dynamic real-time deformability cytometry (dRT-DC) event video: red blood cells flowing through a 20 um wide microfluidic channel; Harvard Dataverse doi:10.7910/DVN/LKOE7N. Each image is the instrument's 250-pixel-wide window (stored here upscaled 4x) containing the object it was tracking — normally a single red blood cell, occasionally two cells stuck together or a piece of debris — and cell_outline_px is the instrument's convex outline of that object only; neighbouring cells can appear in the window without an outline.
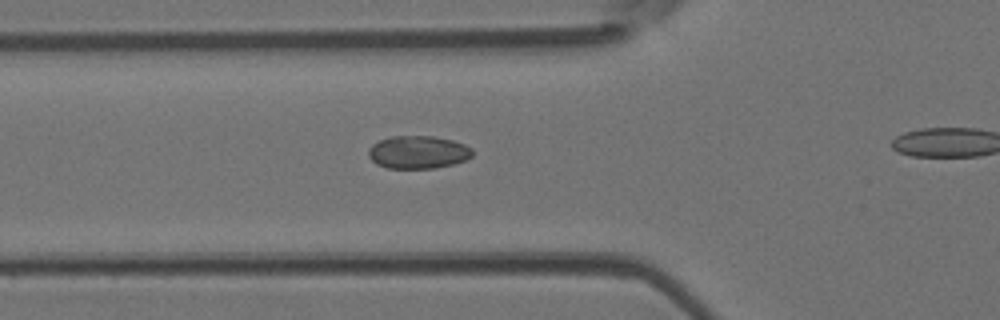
{"species": "Egyptian fruit bat (a non-hibernating species)", "species_latin": "Rousettus aegyptiacus", "temperature_condition": "room temperature", "stored_images_in_passage": 35, "camera_frame_rate_fps": 3000, "um_per_image_px": 0.085, "animal": {"sex": "female"}, "frame": {"image": 1, "passage_image": 12, "time_ms": 3.667, "image_size_px": [1000, 320], "cell_outline_px": [[472, 156], [456, 164], [436, 168], [388, 168], [376, 164], [368, 156], [368, 148], [372, 144], [380, 140], [392, 136], [432, 136], [452, 140], [464, 144], [472, 148]], "centroid_in_image_um": [35.53, 12.94], "position_along_channel_um": 90.3, "area_um2": 20.0}}
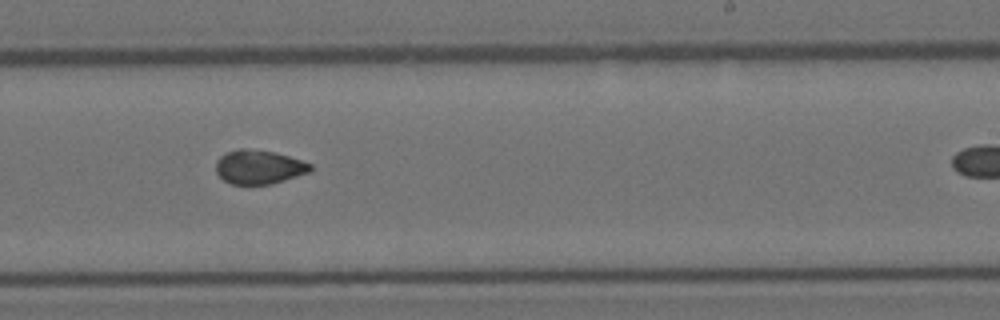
{"frame": {"image": 2, "passage_image": 25, "time_ms": 8.0, "image_size_px": [1000, 320], "cell_outline_px": [[312, 172], [272, 184], [232, 184], [224, 180], [216, 172], [216, 160], [220, 156], [228, 152], [240, 148], [244, 148], [276, 152], [312, 164]], "centroid_in_image_um": [22.03, 14.2], "position_along_channel_um": 267.0, "area_um2": 18.79}}
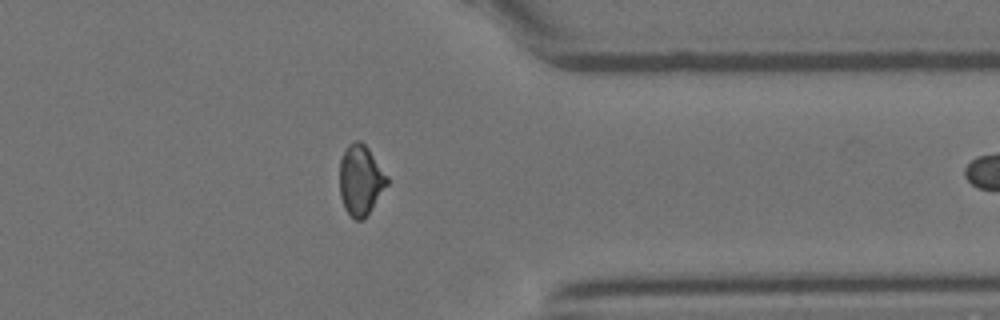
{"frame": {"image": 3, "passage_image": 34, "time_ms": 11.0, "image_size_px": [1000, 320], "cell_outline_px": [[388, 184], [364, 220], [356, 220], [344, 208], [340, 196], [340, 160], [348, 144], [356, 140], [360, 140], [368, 148], [388, 176]], "centroid_in_image_um": [30.65, 15.31], "position_along_channel_um": 380.7, "area_um2": 19.36}}